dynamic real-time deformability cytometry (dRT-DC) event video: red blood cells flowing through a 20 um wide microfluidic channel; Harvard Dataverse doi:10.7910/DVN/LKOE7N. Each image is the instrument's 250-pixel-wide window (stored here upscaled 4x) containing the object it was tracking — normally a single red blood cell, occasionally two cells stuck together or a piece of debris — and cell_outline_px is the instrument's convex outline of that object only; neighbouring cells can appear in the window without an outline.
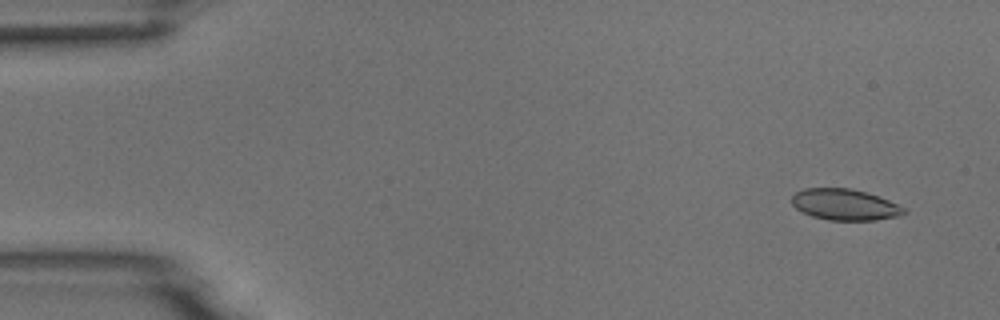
{"species": "common noctule bat (a hibernating species)", "species_latin": "Nyctalus noctula", "temperature_condition": "room temperature", "stored_images_in_passage": 7, "camera_frame_rate_fps": 3000, "um_per_image_px": 0.085, "animal": {"sex": "male", "body_mass_g": 18.8}, "frame": {"image": 1, "passage_image": 1, "time_ms": 0.0, "image_size_px": [1000, 320], "cell_outline_px": [[908, 212], [900, 216], [876, 220], [828, 220], [812, 216], [796, 208], [792, 204], [792, 196], [796, 192], [804, 188], [848, 188], [880, 196], [904, 208]], "centroid_in_image_um": [71.82, 17.39], "position_along_channel_um": 13.2, "area_um2": 20.29}}
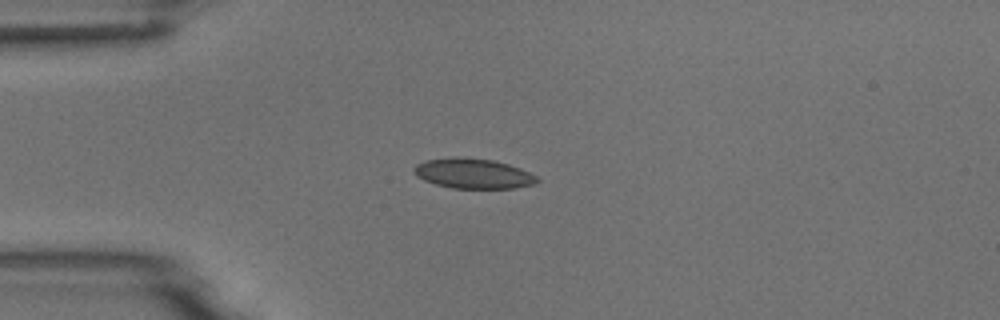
{"frame": {"image": 2, "passage_image": 4, "time_ms": 3.333, "image_size_px": [1000, 320], "cell_outline_px": [[540, 180], [536, 184], [516, 188], [452, 188], [436, 184], [424, 180], [416, 176], [412, 172], [412, 168], [416, 164], [424, 160], [456, 156], [492, 160], [508, 164], [520, 168], [536, 176]], "centroid_in_image_um": [40.19, 14.74], "position_along_channel_um": 44.8, "area_um2": 21.73}}